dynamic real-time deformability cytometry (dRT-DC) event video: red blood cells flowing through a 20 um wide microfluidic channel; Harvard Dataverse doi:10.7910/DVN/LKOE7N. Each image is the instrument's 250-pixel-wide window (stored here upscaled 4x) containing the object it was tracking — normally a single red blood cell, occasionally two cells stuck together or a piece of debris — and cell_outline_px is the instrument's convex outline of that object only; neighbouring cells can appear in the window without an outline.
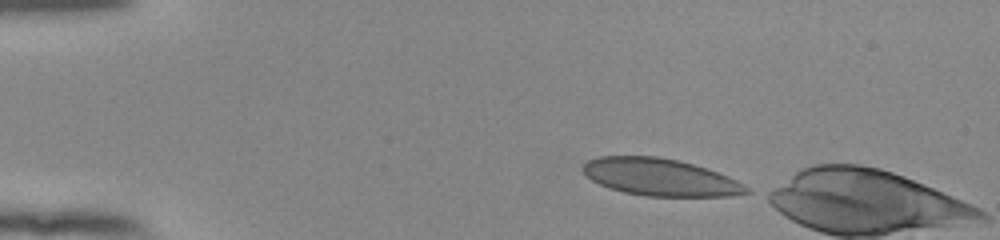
{"species": "human", "species_latin": "Homo sapiens", "temperature_condition": "room temperature", "stored_images_in_passage": 8, "camera_frame_rate_fps": 3000, "um_per_image_px": 0.085, "donor": {"sex": "female"}, "frame": {"image": 1, "passage_image": 1, "time_ms": 0.0, "image_size_px": [1000, 240], "cell_outline_px": [[752, 192], [732, 196], [644, 196], [624, 192], [608, 188], [592, 180], [584, 172], [584, 164], [588, 160], [600, 156], [656, 156], [680, 160], [728, 176], [736, 180], [748, 188]], "centroid_in_image_um": [56.12, 15.06], "position_along_channel_um": 28.9, "area_um2": 35.2}}